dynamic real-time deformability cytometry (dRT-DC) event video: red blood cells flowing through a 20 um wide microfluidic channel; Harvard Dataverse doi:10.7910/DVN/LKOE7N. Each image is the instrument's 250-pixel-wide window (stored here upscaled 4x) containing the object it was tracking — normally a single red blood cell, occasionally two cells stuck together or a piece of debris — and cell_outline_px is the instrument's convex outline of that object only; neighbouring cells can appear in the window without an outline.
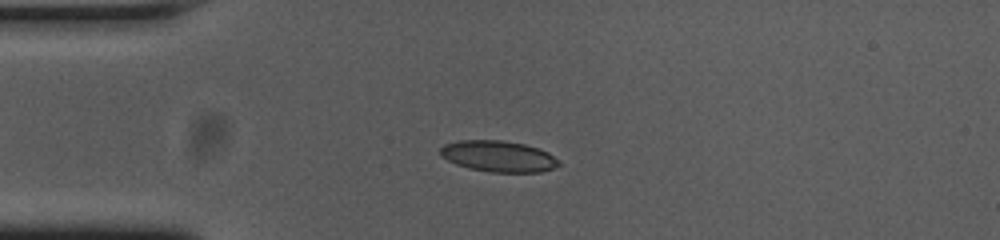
{"species": "common noctule bat (a hibernating species)", "species_latin": "Nyctalus noctula", "temperature_condition": "cold", "stored_images_in_passage": 54, "camera_frame_rate_fps": 3000, "um_per_image_px": 0.085, "animal": {"sex": "female", "body_mass_g": 23.0, "forearm_length_mm": 53.4}, "frame": {"image": 1, "passage_image": 13, "time_ms": 4.0, "image_size_px": [1000, 240], "cell_outline_px": [[560, 164], [552, 168], [540, 172], [492, 172], [468, 168], [456, 164], [440, 156], [440, 148], [444, 144], [460, 140], [500, 140], [524, 144], [548, 152], [560, 160]], "centroid_in_image_um": [42.35, 13.28], "position_along_channel_um": 42.7, "area_um2": 21.44}}
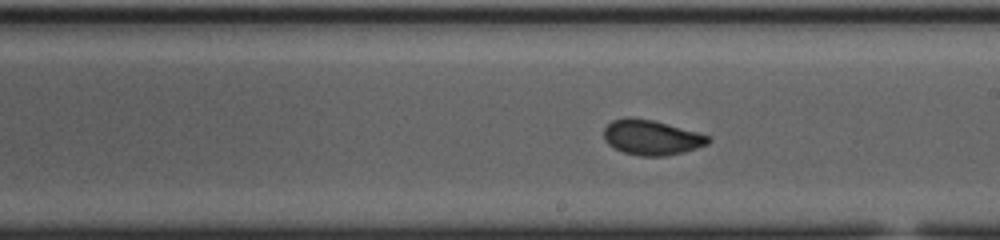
{"frame": {"image": 2, "passage_image": 30, "time_ms": 9.667, "image_size_px": [1000, 240], "cell_outline_px": [[712, 140], [708, 144], [684, 152], [664, 156], [640, 156], [624, 152], [608, 144], [604, 140], [604, 128], [612, 120], [628, 116], [652, 120], [712, 136]], "centroid_in_image_um": [55.39, 11.68], "position_along_channel_um": 233.6, "area_um2": 21.33}}
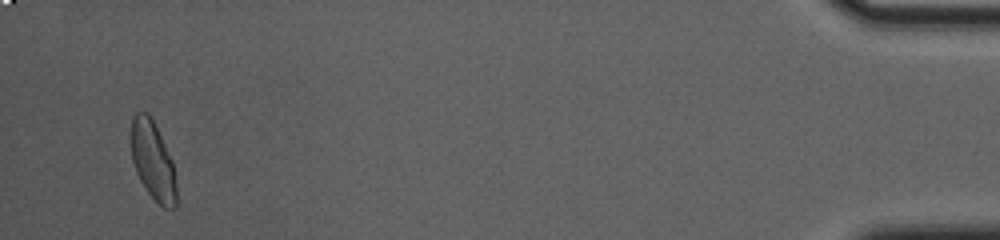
{"frame": {"image": 3, "passage_image": 52, "time_ms": 17.0, "image_size_px": [1000, 240], "cell_outline_px": [[176, 208], [164, 208], [148, 192], [140, 180], [136, 172], [132, 160], [132, 116], [136, 112], [148, 112], [172, 160], [176, 184]], "centroid_in_image_um": [13.0, 13.68], "position_along_channel_um": 422.2, "area_um2": 20.23}, "authors_computed_cell_mechanics": {"area_um2": 20.9814, "velocity_mm_per_s": 3.7335, "shape_relaxation_time_tau1_ms": 4.472, "shape_relaxation_time_tau2_ms": 1.0776, "deformation_change_tau1": 0.1528, "deformation_change_tau2": 0.0525}}